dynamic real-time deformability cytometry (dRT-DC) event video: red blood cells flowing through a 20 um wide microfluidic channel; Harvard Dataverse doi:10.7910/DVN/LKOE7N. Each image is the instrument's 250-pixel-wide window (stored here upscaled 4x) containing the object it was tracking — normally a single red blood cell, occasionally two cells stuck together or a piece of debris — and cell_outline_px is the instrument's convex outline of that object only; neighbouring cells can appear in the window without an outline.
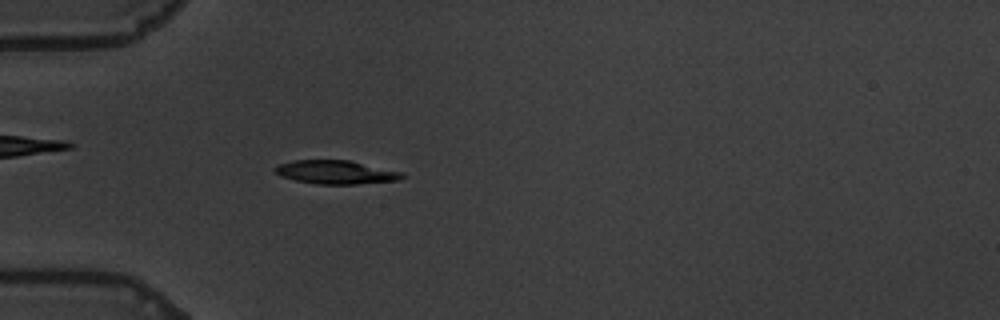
{"species": "common noctule bat (a hibernating species)", "species_latin": "Nyctalus noctula", "temperature_condition": "warm", "stored_images_in_passage": 58, "camera_frame_rate_fps": 3000, "um_per_image_px": 0.085, "animal": {"sex": "male", "body_mass_g": 19.5, "forearm_length_mm": 54.6}, "frame": {"image": 1, "passage_image": 17, "time_ms": 5.333, "image_size_px": [1000, 320], "cell_outline_px": [[404, 176], [396, 180], [356, 184], [316, 184], [296, 180], [280, 176], [272, 168], [280, 164], [296, 160], [348, 160], [400, 172]], "centroid_in_image_um": [28.47, 14.64], "position_along_channel_um": 56.5, "area_um2": 17.05}}
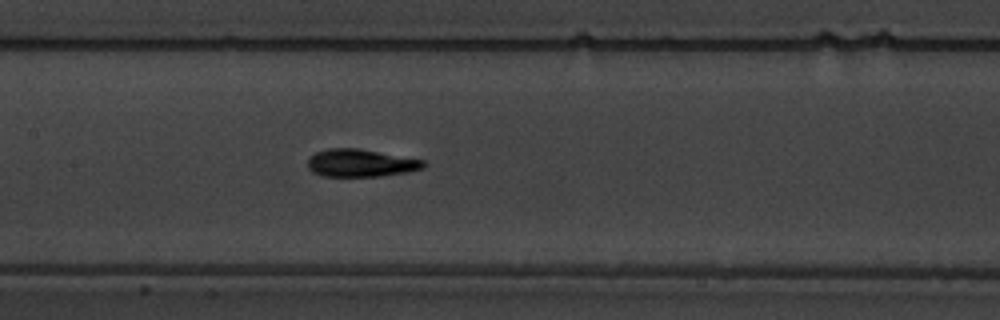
{"frame": {"image": 2, "passage_image": 28, "time_ms": 9.0, "image_size_px": [1000, 320], "cell_outline_px": [[424, 168], [408, 172], [380, 176], [324, 176], [312, 172], [308, 168], [308, 160], [316, 152], [328, 148], [356, 148], [424, 160]], "centroid_in_image_um": [30.64, 13.86], "position_along_channel_um": 176.8, "area_um2": 18.44}}
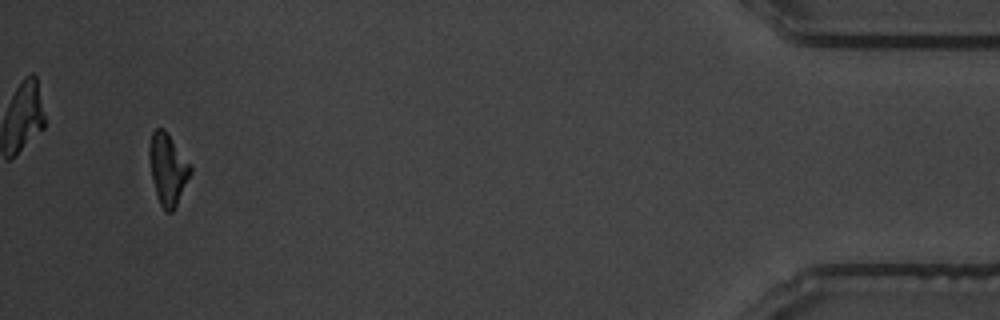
{"frame": {"image": 3, "passage_image": 55, "time_ms": 18.0, "image_size_px": [1000, 320], "cell_outline_px": [[192, 172], [176, 208], [172, 212], [168, 212], [160, 204], [156, 192], [152, 176], [148, 156], [148, 148], [152, 132], [156, 128], [164, 128], [192, 168]], "centroid_in_image_um": [14.26, 14.38], "position_along_channel_um": 420.9, "area_um2": 16.88}, "authors_computed_cell_mechanics": {"area_um2": 17.6868, "velocity_mm_per_s": 3.4944, "shape_relaxation_time_tau1_ms": 4.6697, "shape_relaxation_time_tau2_ms": 1.5186, "deformation_change_tau1": 0.1702, "deformation_change_tau2": 0.0507}}